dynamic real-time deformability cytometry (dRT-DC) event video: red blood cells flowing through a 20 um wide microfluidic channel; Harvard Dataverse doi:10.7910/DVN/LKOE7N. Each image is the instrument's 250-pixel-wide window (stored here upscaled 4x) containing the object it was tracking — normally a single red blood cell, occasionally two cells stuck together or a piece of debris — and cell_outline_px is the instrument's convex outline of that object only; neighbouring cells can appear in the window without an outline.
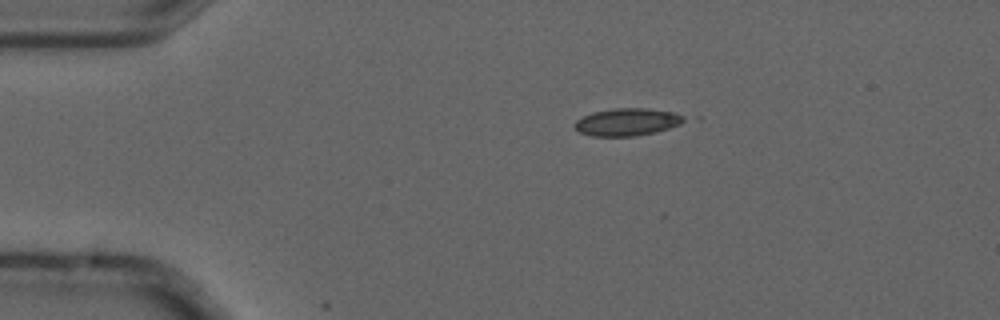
{"species": "common noctule bat (a hibernating species)", "species_latin": "Nyctalus noctula", "temperature_condition": "cold", "stored_images_in_passage": 6, "camera_frame_rate_fps": 3000, "um_per_image_px": 0.085, "animal": {"sex": "male", "forearm_length_mm": 52.5}, "frame": {"image": 1, "passage_image": 4, "time_ms": 1.0, "image_size_px": [1000, 320], "cell_outline_px": [[688, 120], [680, 124], [656, 132], [636, 136], [592, 136], [580, 132], [572, 124], [576, 120], [592, 112], [616, 108], [648, 108], [672, 112], [684, 116]], "centroid_in_image_um": [53.32, 10.37], "position_along_channel_um": 31.7, "area_um2": 17.51}}
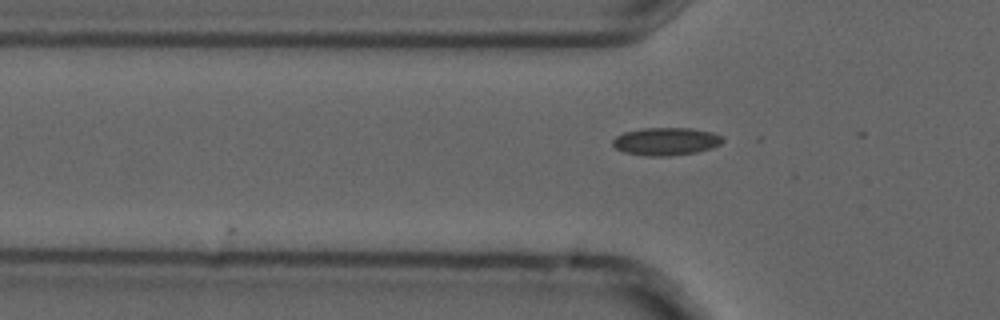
{"frame": {"image": 2, "passage_image": 6, "time_ms": 1.667, "image_size_px": [1000, 320], "cell_outline_px": [[724, 140], [720, 144], [712, 148], [696, 152], [668, 156], [644, 156], [624, 152], [616, 148], [612, 144], [612, 140], [616, 136], [624, 132], [644, 128], [692, 128], [712, 132], [724, 136]], "centroid_in_image_um": [56.62, 12.02], "position_along_channel_um": 69.2, "area_um2": 17.92}}